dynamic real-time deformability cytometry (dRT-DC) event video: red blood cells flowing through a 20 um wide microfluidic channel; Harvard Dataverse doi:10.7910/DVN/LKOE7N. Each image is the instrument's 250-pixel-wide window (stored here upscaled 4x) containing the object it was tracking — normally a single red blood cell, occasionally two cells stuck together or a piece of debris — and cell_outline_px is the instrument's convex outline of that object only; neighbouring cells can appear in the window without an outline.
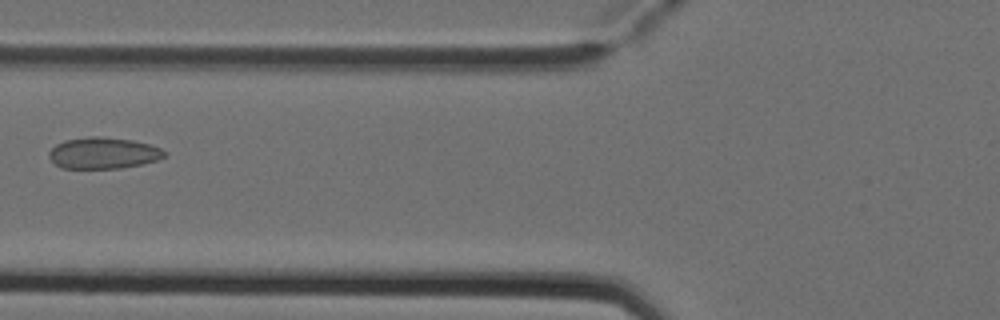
{"species": "Egyptian fruit bat (a non-hibernating species)", "species_latin": "Rousettus aegyptiacus", "temperature_condition": "cold", "stored_images_in_passage": 6, "camera_frame_rate_fps": 3000, "um_per_image_px": 0.085, "animal": {"sex": "female"}, "frame": {"image": 1, "passage_image": 6, "time_ms": 1.667, "image_size_px": [1000, 320], "cell_outline_px": [[168, 152], [164, 156], [156, 160], [140, 164], [120, 168], [60, 168], [48, 156], [48, 152], [56, 144], [64, 140], [88, 136], [100, 136], [132, 140], [148, 144], [160, 148]], "centroid_in_image_um": [8.75, 13.0], "position_along_channel_um": 117.1, "area_um2": 21.04}}